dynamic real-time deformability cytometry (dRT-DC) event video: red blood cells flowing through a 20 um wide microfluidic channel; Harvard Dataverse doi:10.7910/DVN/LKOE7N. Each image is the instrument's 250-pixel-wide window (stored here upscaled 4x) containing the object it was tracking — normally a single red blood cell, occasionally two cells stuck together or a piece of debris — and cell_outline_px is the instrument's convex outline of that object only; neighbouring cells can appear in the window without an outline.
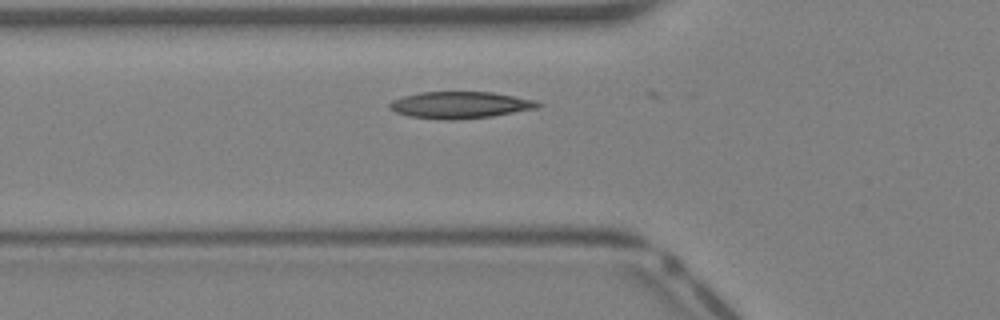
{"species": "Egyptian fruit bat (a non-hibernating species)", "species_latin": "Rousettus aegyptiacus", "temperature_condition": "warm", "stored_images_in_passage": 6, "camera_frame_rate_fps": 3000, "um_per_image_px": 0.085, "animal": {"sex": "female"}, "frame": {"image": 1, "passage_image": 5, "time_ms": 1.333, "image_size_px": [1000, 320], "cell_outline_px": [[540, 104], [536, 108], [492, 116], [456, 120], [444, 120], [408, 116], [396, 112], [388, 108], [388, 104], [392, 100], [404, 96], [420, 92], [492, 92], [536, 100]], "centroid_in_image_um": [39.06, 8.92], "position_along_channel_um": 86.7, "area_um2": 23.06}}